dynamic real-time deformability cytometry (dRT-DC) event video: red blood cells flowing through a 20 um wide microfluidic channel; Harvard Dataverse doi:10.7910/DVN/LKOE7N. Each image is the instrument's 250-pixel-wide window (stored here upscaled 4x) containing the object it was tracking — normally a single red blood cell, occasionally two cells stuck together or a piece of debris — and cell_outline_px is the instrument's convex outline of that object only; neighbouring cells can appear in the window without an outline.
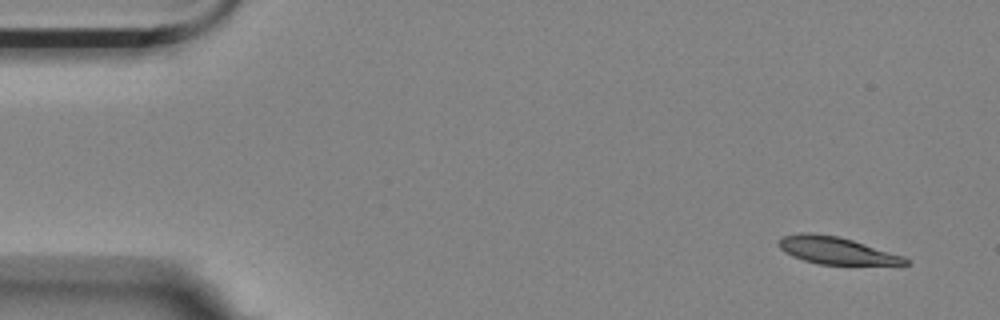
{"species": "Egyptian fruit bat (a non-hibernating species)", "species_latin": "Rousettus aegyptiacus", "temperature_condition": "room temperature", "stored_images_in_passage": 5, "camera_frame_rate_fps": 3000, "um_per_image_px": 0.085, "animal": {"sex": "female"}, "frame": {"image": 1, "passage_image": 5, "time_ms": 1.333, "image_size_px": [1000, 320], "cell_outline_px": [[912, 264], [820, 264], [804, 260], [792, 256], [784, 252], [776, 244], [776, 240], [784, 236], [800, 232], [812, 232], [836, 236], [852, 240], [904, 256]], "centroid_in_image_um": [71.01, 21.27], "position_along_channel_um": 14.0, "area_um2": 19.94}}